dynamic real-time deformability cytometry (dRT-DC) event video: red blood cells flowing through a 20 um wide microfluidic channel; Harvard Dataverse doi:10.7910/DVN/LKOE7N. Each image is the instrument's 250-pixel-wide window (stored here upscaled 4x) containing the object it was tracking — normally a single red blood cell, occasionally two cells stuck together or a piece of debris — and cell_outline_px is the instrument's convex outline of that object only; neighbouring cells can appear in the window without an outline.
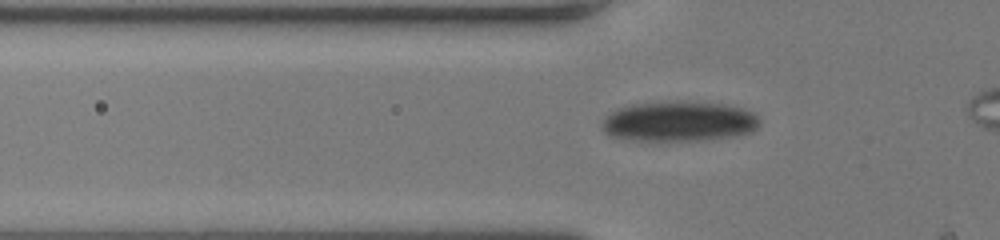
{"species": "human", "species_latin": "Homo sapiens", "temperature_condition": "room temperature", "stored_images_in_passage": 32, "camera_frame_rate_fps": 3000, "um_per_image_px": 0.085, "donor": {"sex": "female"}, "frame": {"image": 1, "passage_image": 25, "time_ms": 8.0, "image_size_px": [1000, 240], "cell_outline_px": [[760, 120], [756, 128], [752, 132], [736, 136], [672, 144], [624, 140], [608, 136], [600, 128], [600, 124], [616, 108], [632, 104], [720, 104], [744, 108], [752, 112]], "centroid_in_image_um": [57.64, 10.43], "position_along_channel_um": 68.2, "area_um2": 37.17}}
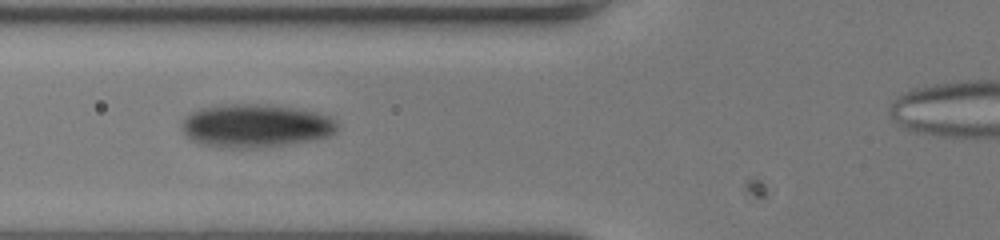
{"frame": {"image": 2, "passage_image": 29, "time_ms": 9.333, "image_size_px": [1000, 240], "cell_outline_px": [[340, 124], [336, 132], [328, 136], [312, 140], [256, 148], [220, 148], [200, 144], [192, 140], [180, 128], [180, 124], [184, 116], [188, 112], [200, 108], [232, 104], [256, 104], [292, 108], [316, 112], [328, 116], [336, 120]], "centroid_in_image_um": [21.68, 10.7], "position_along_channel_um": 104.1, "area_um2": 39.36}}